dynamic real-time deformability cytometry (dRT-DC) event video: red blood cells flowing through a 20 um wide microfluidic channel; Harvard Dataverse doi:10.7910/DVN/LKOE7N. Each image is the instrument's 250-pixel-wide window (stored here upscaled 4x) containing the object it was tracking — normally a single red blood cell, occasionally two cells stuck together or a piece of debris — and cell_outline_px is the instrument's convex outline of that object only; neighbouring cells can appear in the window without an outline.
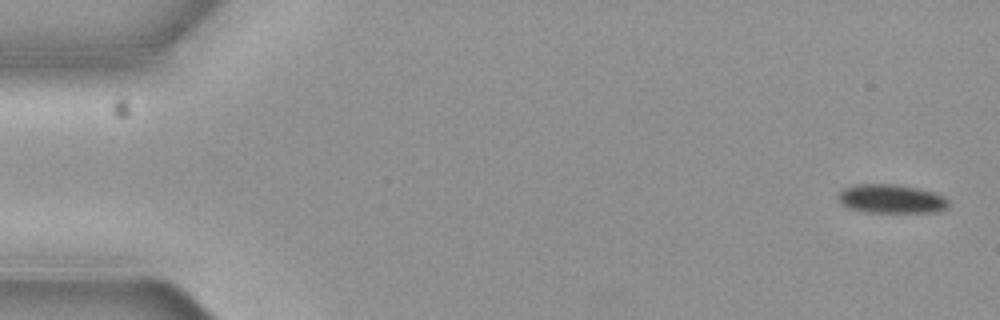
{"species": "common noctule bat (a hibernating species)", "species_latin": "Nyctalus noctula", "temperature_condition": "cold", "stored_images_in_passage": 11, "camera_frame_rate_fps": 3000, "um_per_image_px": 0.085, "animal": {"sex": "female", "body_mass_g": 19.3, "forearm_length_mm": 54.1}, "frame": {"image": 1, "passage_image": 1, "time_ms": 0.0, "image_size_px": [1000, 320], "cell_outline_px": [[948, 204], [944, 208], [932, 212], [868, 212], [852, 208], [844, 204], [840, 200], [840, 192], [844, 188], [856, 184], [896, 184], [916, 188], [932, 192], [940, 196]], "centroid_in_image_um": [75.72, 16.89], "position_along_channel_um": 9.3, "area_um2": 17.8}}
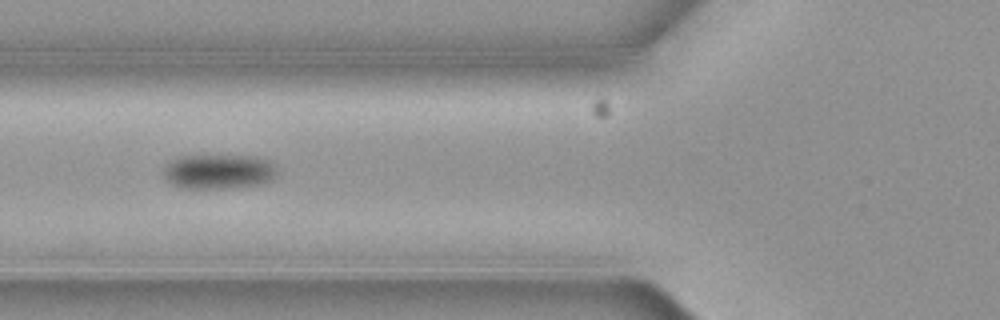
{"frame": {"image": 2, "passage_image": 6, "time_ms": 1.667, "image_size_px": [1000, 320], "cell_outline_px": [[276, 176], [272, 180], [260, 184], [236, 188], [180, 188], [164, 180], [164, 168], [172, 160], [180, 156], [256, 156], [268, 160], [272, 164], [276, 172]], "centroid_in_image_um": [18.58, 14.6], "position_along_channel_um": 107.2, "area_um2": 23.0}}
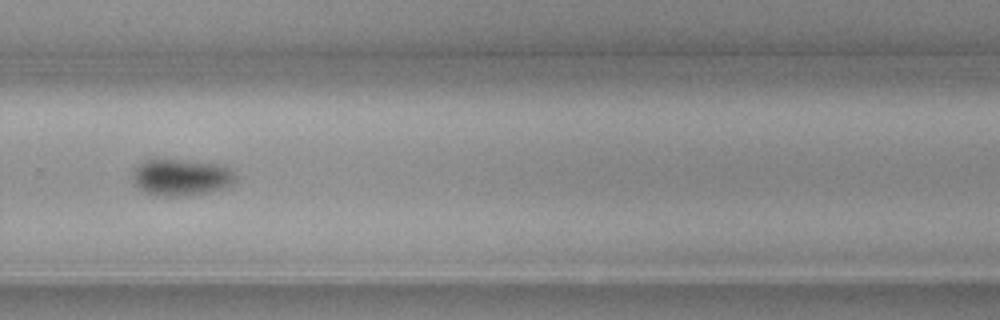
{"frame": {"image": 3, "passage_image": 11, "time_ms": 3.333, "image_size_px": [1000, 320], "cell_outline_px": [[236, 180], [220, 188], [188, 196], [156, 196], [140, 188], [136, 184], [132, 176], [136, 168], [144, 160], [180, 160], [212, 164], [228, 168], [236, 176]], "centroid_in_image_um": [15.36, 15.08], "position_along_channel_um": 314.4, "area_um2": 21.1}}